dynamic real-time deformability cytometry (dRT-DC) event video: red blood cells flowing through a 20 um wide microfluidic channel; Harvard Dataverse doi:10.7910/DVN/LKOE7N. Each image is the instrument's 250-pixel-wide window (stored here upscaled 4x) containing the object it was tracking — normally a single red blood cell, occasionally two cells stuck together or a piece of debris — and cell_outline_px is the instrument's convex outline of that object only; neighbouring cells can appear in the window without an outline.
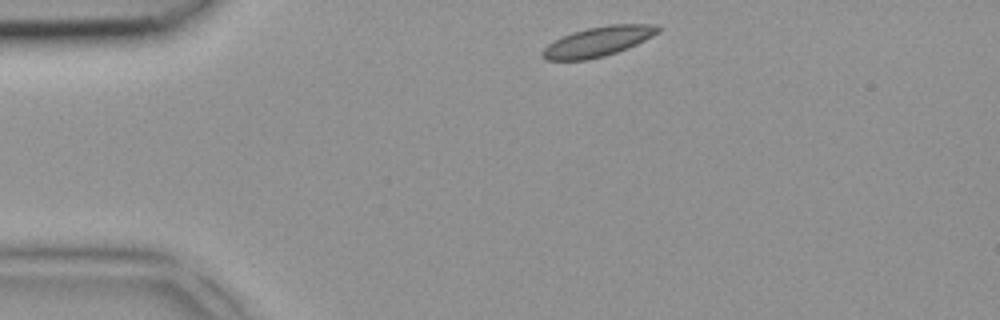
{"species": "common noctule bat (a hibernating species)", "species_latin": "Nyctalus noctula", "temperature_condition": "room temperature", "stored_images_in_passage": 2, "camera_frame_rate_fps": 3000, "um_per_image_px": 0.085, "animal": {"sex": "female", "body_mass_g": 18.4}, "frame": {"image": 1, "passage_image": 1, "time_ms": 0.0, "image_size_px": [1000, 320], "cell_outline_px": [[660, 32], [636, 44], [616, 52], [604, 56], [588, 60], [544, 60], [540, 56], [540, 52], [548, 44], [572, 32], [588, 28], [608, 24], [656, 24], [660, 28]], "centroid_in_image_um": [50.81, 3.53], "position_along_channel_um": 34.2, "area_um2": 20.0}}